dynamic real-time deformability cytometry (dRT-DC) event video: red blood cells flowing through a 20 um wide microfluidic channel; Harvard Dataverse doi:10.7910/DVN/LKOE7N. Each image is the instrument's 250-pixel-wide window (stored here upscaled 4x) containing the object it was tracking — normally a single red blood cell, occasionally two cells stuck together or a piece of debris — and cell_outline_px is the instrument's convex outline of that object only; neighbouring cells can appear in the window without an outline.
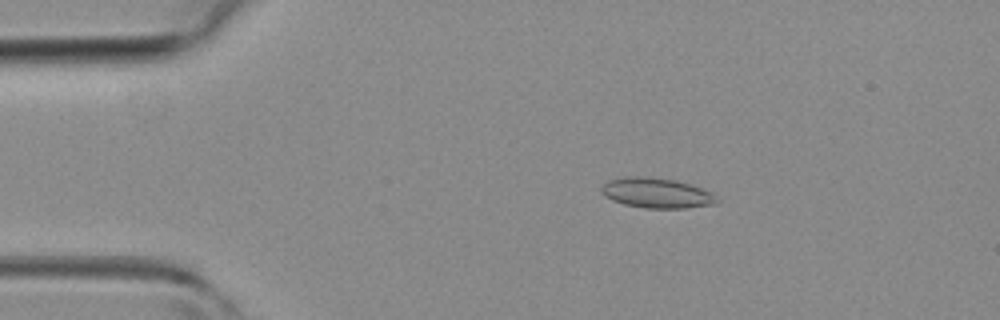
{"species": "common noctule bat (a hibernating species)", "species_latin": "Nyctalus noctula", "temperature_condition": "room temperature", "stored_images_in_passage": 43, "camera_frame_rate_fps": 3000, "um_per_image_px": 0.085, "animal": {"sex": "female", "body_mass_g": 19.3, "forearm_length_mm": 54.1}, "frame": {"image": 1, "passage_image": 6, "time_ms": 1.667, "image_size_px": [1000, 320], "cell_outline_px": [[720, 200], [712, 204], [684, 208], [644, 208], [624, 204], [612, 200], [604, 196], [600, 192], [600, 188], [608, 180], [624, 176], [648, 176], [676, 180], [700, 188], [708, 192]], "centroid_in_image_um": [55.72, 16.39], "position_along_channel_um": 29.3, "area_um2": 20.17}}
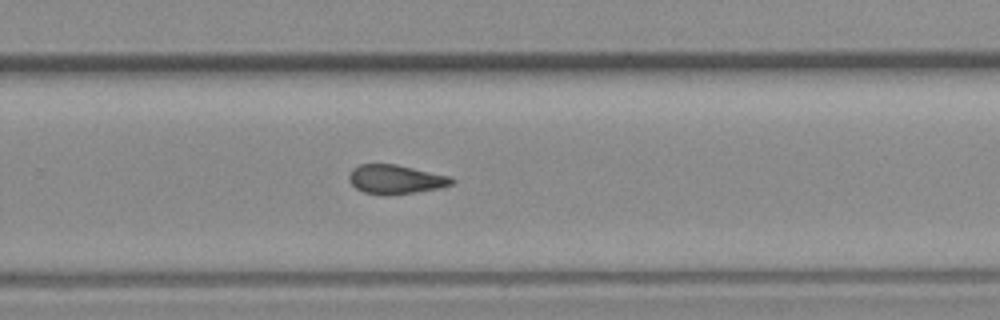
{"frame": {"image": 2, "passage_image": 27, "time_ms": 8.667, "image_size_px": [1000, 320], "cell_outline_px": [[456, 180], [452, 184], [440, 188], [388, 196], [380, 196], [364, 192], [356, 188], [348, 180], [348, 176], [352, 168], [360, 164], [396, 164], [452, 176]], "centroid_in_image_um": [33.63, 15.25], "position_along_channel_um": 296.2, "area_um2": 17.74}}
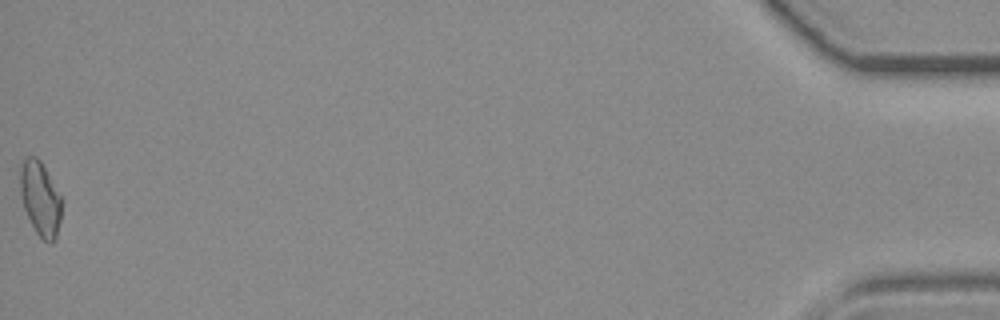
{"frame": {"image": 3, "passage_image": 43, "time_ms": 14.0, "image_size_px": [1000, 320], "cell_outline_px": [[60, 220], [56, 236], [52, 244], [44, 240], [36, 232], [24, 208], [20, 196], [20, 168], [24, 160], [28, 156], [36, 156], [40, 160], [60, 196]], "centroid_in_image_um": [3.39, 16.88], "position_along_channel_um": 431.8, "area_um2": 17.46}}